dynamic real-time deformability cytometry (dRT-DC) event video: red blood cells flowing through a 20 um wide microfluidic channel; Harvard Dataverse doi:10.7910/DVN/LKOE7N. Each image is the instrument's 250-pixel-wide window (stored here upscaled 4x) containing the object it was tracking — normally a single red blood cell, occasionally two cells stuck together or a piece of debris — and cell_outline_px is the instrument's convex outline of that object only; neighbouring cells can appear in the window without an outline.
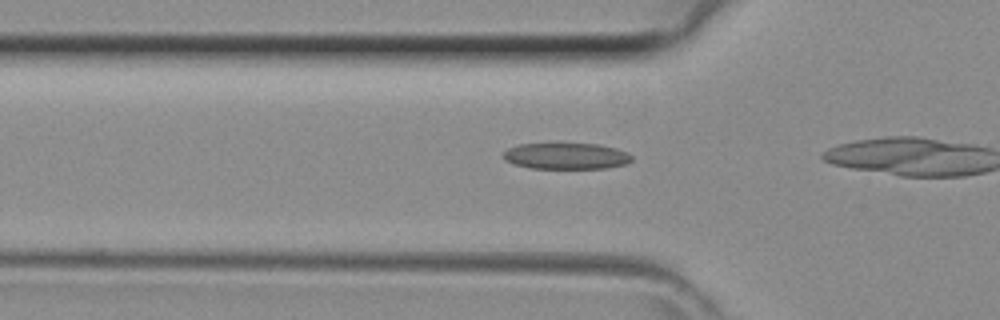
{"species": "common noctule bat (a hibernating species)", "species_latin": "Nyctalus noctula", "temperature_condition": "room temperature", "stored_images_in_passage": 7, "camera_frame_rate_fps": 3000, "um_per_image_px": 0.085, "animal": {"sex": "female", "body_mass_g": 29.2, "forearm_length_mm": 56.3}, "frame": {"image": 1, "passage_image": 6, "time_ms": 1.667, "image_size_px": [1000, 320], "cell_outline_px": [[632, 160], [624, 164], [608, 168], [532, 168], [512, 164], [504, 160], [504, 152], [508, 148], [520, 144], [596, 144], [616, 148], [628, 152], [632, 156]], "centroid_in_image_um": [48.13, 13.27], "position_along_channel_um": 77.7, "area_um2": 19.54}}